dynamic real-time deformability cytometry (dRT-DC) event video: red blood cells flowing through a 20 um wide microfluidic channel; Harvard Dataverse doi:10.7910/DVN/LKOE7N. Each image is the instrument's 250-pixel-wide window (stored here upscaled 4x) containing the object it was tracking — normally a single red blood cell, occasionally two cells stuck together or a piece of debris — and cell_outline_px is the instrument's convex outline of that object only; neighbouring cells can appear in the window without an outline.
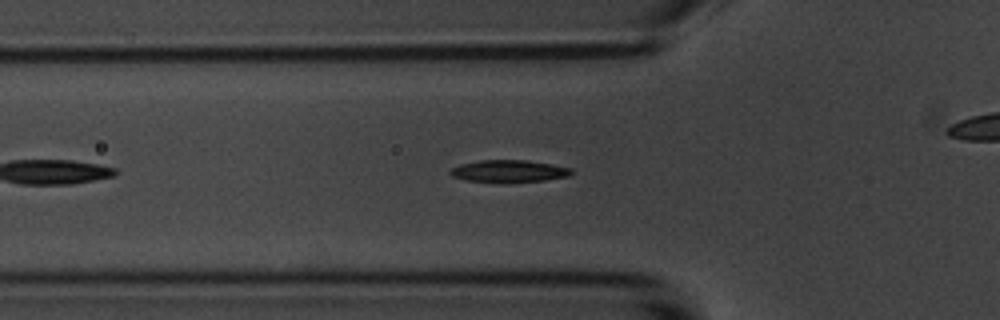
{"species": "common noctule bat (a hibernating species)", "species_latin": "Nyctalus noctula", "temperature_condition": "room temperature", "stored_images_in_passage": 46, "camera_frame_rate_fps": 3000, "um_per_image_px": 0.085, "animal": {"sex": "male", "body_mass_g": 20.1, "forearm_length_mm": 53.5}, "frame": {"image": 1, "passage_image": 8, "time_ms": 2.333, "image_size_px": [1000, 320], "cell_outline_px": [[572, 172], [568, 176], [544, 180], [464, 180], [452, 176], [448, 172], [452, 168], [460, 164], [480, 160], [524, 160], [552, 164], [572, 168]], "centroid_in_image_um": [43.24, 14.5], "position_along_channel_um": 82.6, "area_um2": 14.85}}
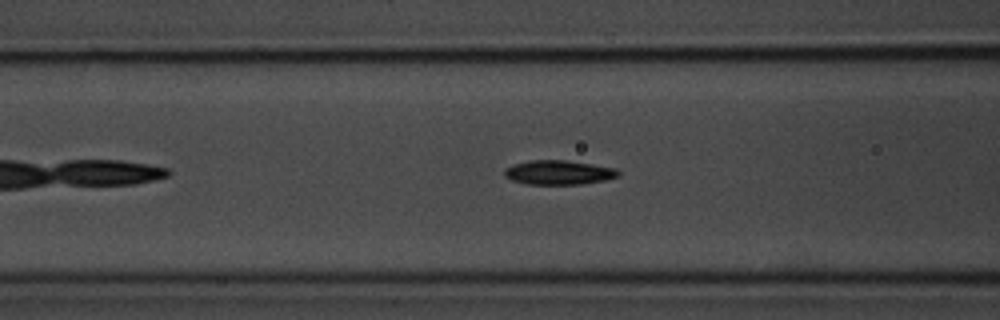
{"frame": {"image": 2, "passage_image": 11, "time_ms": 3.333, "image_size_px": [1000, 320], "cell_outline_px": [[620, 172], [616, 176], [604, 180], [580, 184], [528, 184], [512, 180], [504, 176], [504, 168], [512, 164], [532, 160], [564, 160], [592, 164], [616, 168]], "centroid_in_image_um": [47.44, 14.65], "position_along_channel_um": 119.2, "area_um2": 16.01}}
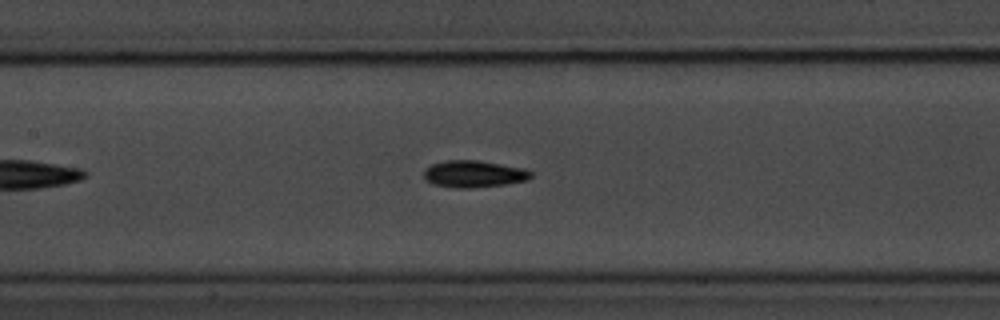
{"frame": {"image": 3, "passage_image": 15, "time_ms": 4.667, "image_size_px": [1000, 320], "cell_outline_px": [[532, 176], [528, 180], [504, 184], [468, 188], [456, 188], [432, 184], [424, 180], [424, 168], [432, 164], [444, 160], [480, 160], [524, 168], [532, 172]], "centroid_in_image_um": [40.24, 14.77], "position_along_channel_um": 167.2, "area_um2": 16.94}, "authors_computed_cell_mechanics": {"area_um2": 15.6638, "velocity_mm_per_s": 3.5766, "shape_relaxation_time_tau1_ms": 2.2246, "shape_relaxation_time_tau2_ms": 5.0062, "deformation_change_tau1": 0.1479, "deformation_change_tau2": 0.1008}}